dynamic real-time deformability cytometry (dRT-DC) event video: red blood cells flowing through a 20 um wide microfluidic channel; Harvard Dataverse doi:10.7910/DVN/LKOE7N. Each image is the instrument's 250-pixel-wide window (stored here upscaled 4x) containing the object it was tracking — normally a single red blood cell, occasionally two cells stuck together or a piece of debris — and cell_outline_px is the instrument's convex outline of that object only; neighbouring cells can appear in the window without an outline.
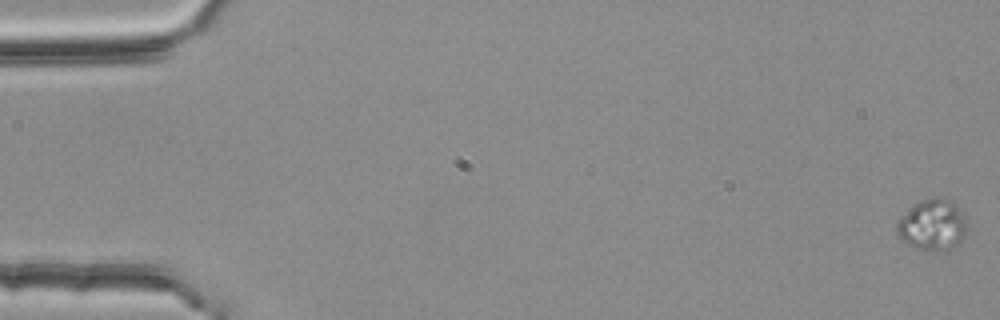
{"species": "common noctule bat (a hibernating species)", "species_latin": "Nyctalus noctula", "temperature_condition": "room temperature", "stored_images_in_passage": 56, "camera_frame_rate_fps": 3000, "um_per_image_px": 0.085, "animal": {"sex": "female", "body_mass_g": 25.1}, "frame": {"image": 1, "passage_image": 1, "time_ms": 0.0, "image_size_px": [1000, 320], "cell_outline_px": [[968, 228], [964, 236], [948, 252], [932, 252], [916, 248], [908, 244], [896, 232], [896, 224], [900, 216], [916, 204], [932, 196], [936, 196], [952, 200], [964, 216]], "centroid_in_image_um": [79.28, 19.14], "position_along_channel_um": 5.7, "area_um2": 21.04}}
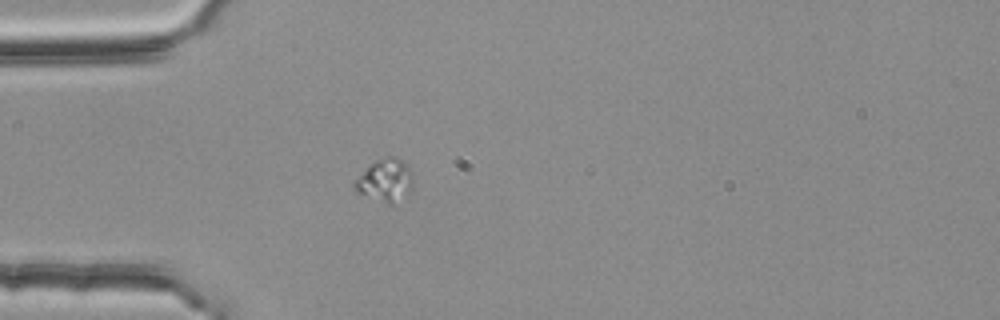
{"frame": {"image": 2, "passage_image": 17, "time_ms": 5.333, "image_size_px": [1000, 320], "cell_outline_px": [[412, 192], [392, 204], [384, 204], [356, 192], [352, 188], [352, 180], [372, 164], [388, 156], [396, 156], [412, 172]], "centroid_in_image_um": [32.71, 15.38], "position_along_channel_um": 52.3, "area_um2": 14.62}}